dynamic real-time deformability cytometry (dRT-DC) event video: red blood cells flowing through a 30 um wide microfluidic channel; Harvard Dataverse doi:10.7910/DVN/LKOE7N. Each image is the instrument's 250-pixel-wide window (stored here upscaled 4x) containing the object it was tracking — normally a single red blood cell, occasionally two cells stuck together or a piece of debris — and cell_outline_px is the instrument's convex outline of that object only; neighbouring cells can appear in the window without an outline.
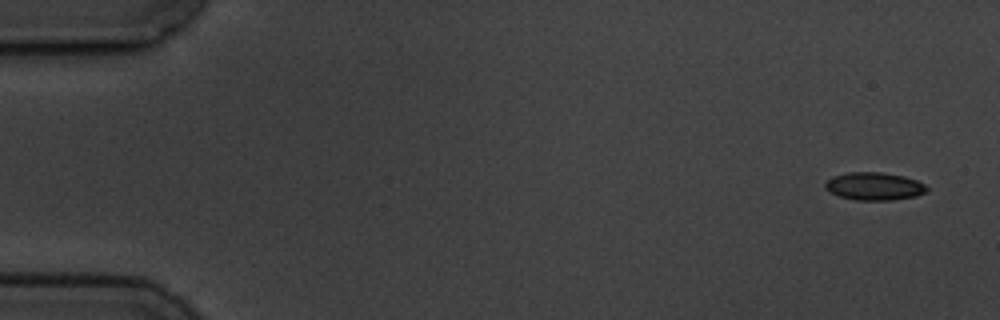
{"species": "common noctule bat (a hibernating species)", "species_latin": "Nyctalus noctula", "temperature_condition": "cold", "stored_images_in_passage": 5, "camera_frame_rate_fps": 3000, "um_per_image_px": 0.085, "animal": {"sex": "male", "body_mass_g": 19.5, "forearm_length_mm": 54.6}, "frame": {"image": 1, "passage_image": 1, "time_ms": 0.0, "image_size_px": [1000, 320], "cell_outline_px": [[928, 188], [924, 192], [916, 196], [892, 200], [856, 200], [840, 196], [828, 192], [824, 188], [824, 184], [832, 176], [848, 172], [880, 172], [904, 176], [916, 180], [924, 184]], "centroid_in_image_um": [74.27, 15.83], "position_along_channel_um": 10.7, "area_um2": 16.47}}